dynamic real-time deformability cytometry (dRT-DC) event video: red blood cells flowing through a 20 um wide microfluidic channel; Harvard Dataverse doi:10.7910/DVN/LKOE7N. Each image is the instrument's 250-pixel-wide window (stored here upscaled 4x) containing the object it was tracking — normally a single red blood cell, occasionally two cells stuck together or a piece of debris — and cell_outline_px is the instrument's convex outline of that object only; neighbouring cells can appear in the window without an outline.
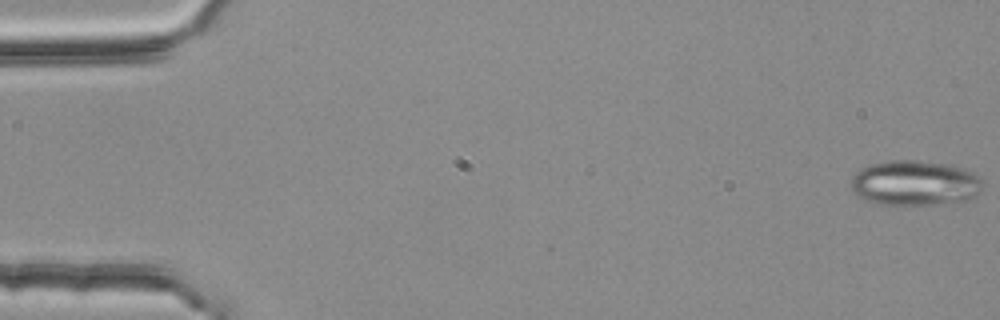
{"species": "common noctule bat (a hibernating species)", "species_latin": "Nyctalus noctula", "temperature_condition": "room temperature", "stored_images_in_passage": 55, "camera_frame_rate_fps": 3000, "um_per_image_px": 0.085, "animal": {"sex": "female", "body_mass_g": 25.1}, "frame": {"image": 1, "passage_image": 1, "time_ms": 0.0, "image_size_px": [1000, 320], "cell_outline_px": [[980, 192], [976, 196], [968, 200], [936, 204], [876, 204], [864, 200], [852, 188], [852, 176], [860, 168], [884, 160], [916, 160], [952, 164], [972, 172], [980, 180]], "centroid_in_image_um": [77.75, 15.54], "position_along_channel_um": 7.3, "area_um2": 34.56}}
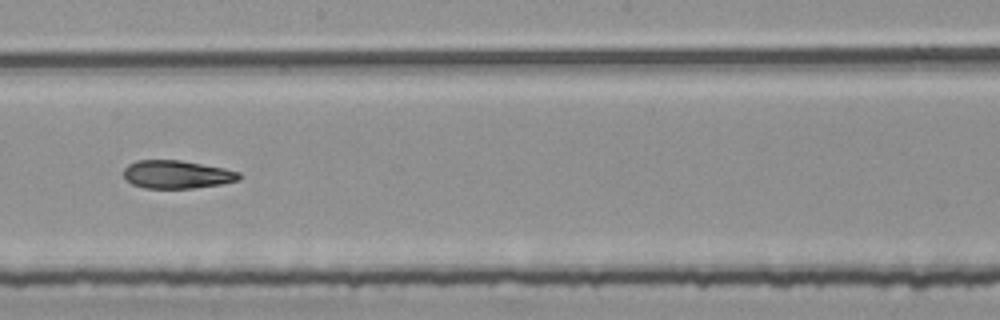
{"frame": {"image": 2, "passage_image": 31, "time_ms": 10.0, "image_size_px": [1000, 320], "cell_outline_px": [[240, 180], [224, 184], [196, 188], [144, 188], [132, 184], [124, 180], [124, 168], [128, 164], [136, 160], [180, 160], [224, 168], [240, 172]], "centroid_in_image_um": [15.03, 14.83], "position_along_channel_um": 233.2, "area_um2": 19.13}}
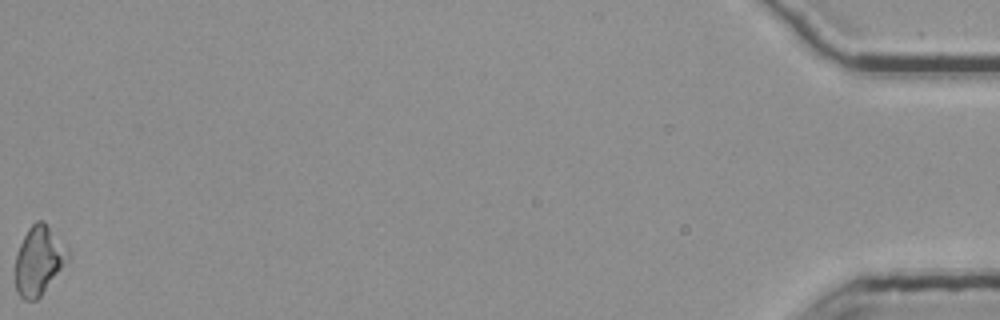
{"frame": {"image": 3, "passage_image": 55, "time_ms": 18.0, "image_size_px": [1000, 320], "cell_outline_px": [[68, 260], [40, 296], [36, 300], [24, 300], [16, 292], [12, 272], [16, 252], [28, 228], [36, 220], [44, 220], [68, 252]], "centroid_in_image_um": [3.2, 22.17], "position_along_channel_um": 432.0, "area_um2": 21.15}}